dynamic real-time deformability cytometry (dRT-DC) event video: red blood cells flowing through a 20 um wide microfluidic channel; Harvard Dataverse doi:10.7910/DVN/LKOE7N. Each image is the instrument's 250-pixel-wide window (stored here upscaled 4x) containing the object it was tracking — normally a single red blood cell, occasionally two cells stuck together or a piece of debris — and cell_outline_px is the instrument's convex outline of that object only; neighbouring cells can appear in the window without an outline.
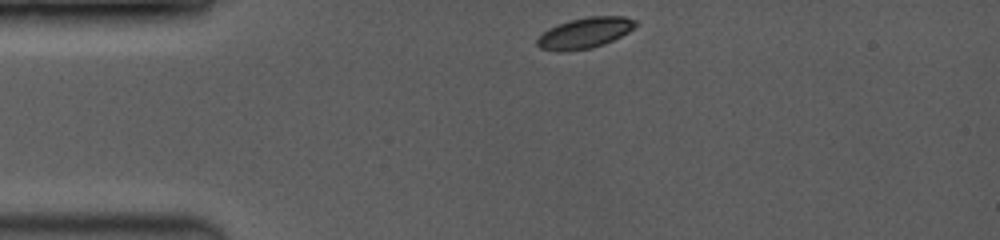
{"species": "common noctule bat (a hibernating species)", "species_latin": "Nyctalus noctula", "temperature_condition": "room temperature", "stored_images_in_passage": 14, "camera_frame_rate_fps": 3500, "um_per_image_px": 0.085, "animal": {"sex": "female", "body_mass_g": 19.0, "forearm_length_mm": 53.3}, "frame": {"image": 1, "passage_image": 1, "time_ms": 0.0, "image_size_px": [1000, 240], "cell_outline_px": [[636, 24], [628, 32], [604, 44], [592, 48], [540, 48], [536, 44], [536, 40], [548, 28], [572, 20], [588, 16], [624, 16], [636, 20]], "centroid_in_image_um": [49.78, 2.74], "position_along_channel_um": 35.2, "area_um2": 16.65}}
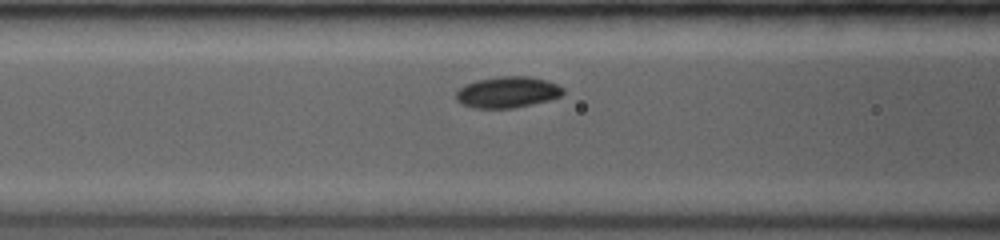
{"frame": {"image": 2, "passage_image": 10, "time_ms": 3.143, "image_size_px": [1000, 240], "cell_outline_px": [[564, 92], [560, 96], [548, 100], [532, 104], [512, 108], [476, 108], [460, 104], [456, 100], [456, 92], [464, 84], [476, 80], [496, 76], [528, 76], [548, 80], [564, 88]], "centroid_in_image_um": [43.11, 7.82], "position_along_channel_um": 123.5, "area_um2": 19.59}}
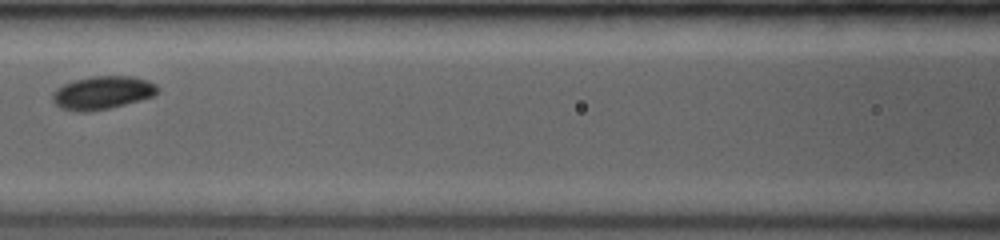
{"frame": {"image": 3, "passage_image": 12, "time_ms": 4.0, "image_size_px": [1000, 240], "cell_outline_px": [[160, 92], [156, 96], [112, 108], [88, 112], [80, 112], [60, 108], [52, 100], [52, 92], [56, 88], [72, 80], [92, 76], [132, 76], [148, 80], [156, 84], [160, 88]], "centroid_in_image_um": [8.74, 7.88], "position_along_channel_um": 157.9, "area_um2": 20.81}}